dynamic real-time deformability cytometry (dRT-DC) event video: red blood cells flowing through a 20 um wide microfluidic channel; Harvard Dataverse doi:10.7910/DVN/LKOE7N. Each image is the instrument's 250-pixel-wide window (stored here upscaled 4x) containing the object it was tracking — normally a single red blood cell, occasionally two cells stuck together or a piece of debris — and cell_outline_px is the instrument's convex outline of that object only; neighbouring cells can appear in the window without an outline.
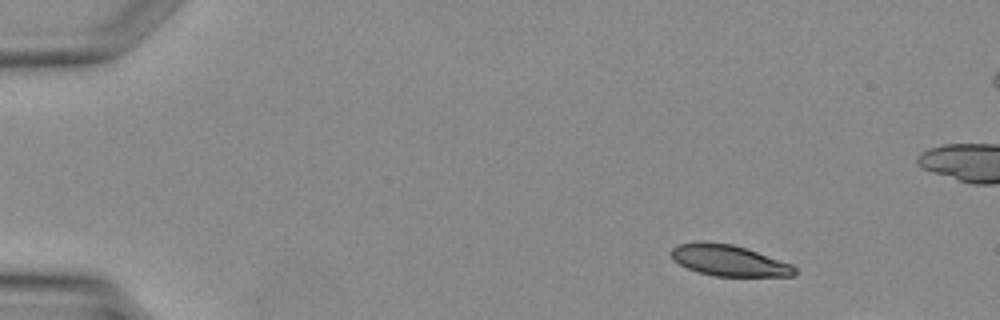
{"species": "Egyptian fruit bat (a non-hibernating species)", "species_latin": "Rousettus aegyptiacus", "temperature_condition": "warm", "stored_images_in_passage": 4, "camera_frame_rate_fps": 3000, "um_per_image_px": 0.085, "animal": {"sex": "female"}, "frame": {"image": 1, "passage_image": 1, "time_ms": 0.0, "image_size_px": [1000, 320], "cell_outline_px": [[796, 272], [792, 276], [716, 276], [700, 272], [688, 268], [680, 264], [672, 256], [672, 248], [676, 244], [696, 240], [704, 240], [732, 244], [748, 248], [792, 264], [796, 268]], "centroid_in_image_um": [61.96, 22.11], "position_along_channel_um": 23.0, "area_um2": 22.54}}